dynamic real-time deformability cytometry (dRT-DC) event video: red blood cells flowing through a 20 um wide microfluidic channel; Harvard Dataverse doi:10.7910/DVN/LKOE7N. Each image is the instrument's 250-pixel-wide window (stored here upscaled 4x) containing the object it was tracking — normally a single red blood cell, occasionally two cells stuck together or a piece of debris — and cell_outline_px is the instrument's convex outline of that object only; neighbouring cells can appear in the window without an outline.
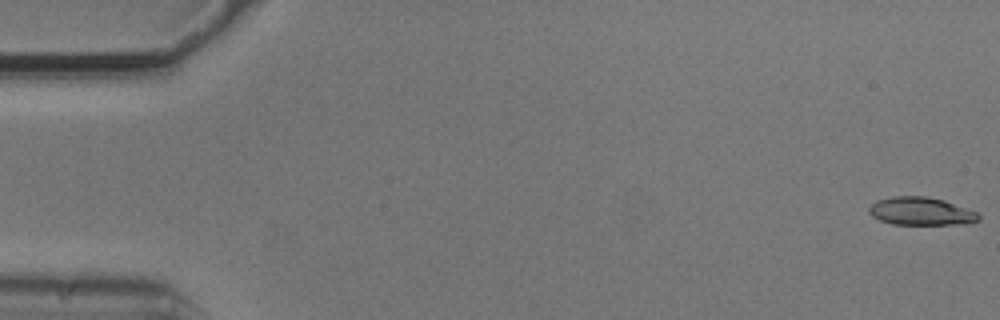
{"species": "common noctule bat (a hibernating species)", "species_latin": "Nyctalus noctula", "temperature_condition": "cold", "stored_images_in_passage": 9, "camera_frame_rate_fps": 3000, "um_per_image_px": 0.085, "animal": {"sex": "male", "body_mass_g": 20.5, "forearm_length_mm": 52.5}, "frame": {"image": 1, "passage_image": 1, "time_ms": 0.0, "image_size_px": [1000, 320], "cell_outline_px": [[980, 220], [972, 224], [892, 224], [880, 220], [872, 216], [868, 212], [868, 208], [876, 200], [892, 196], [928, 196], [944, 200], [980, 212]], "centroid_in_image_um": [78.33, 17.95], "position_along_channel_um": 6.7, "area_um2": 18.21}}